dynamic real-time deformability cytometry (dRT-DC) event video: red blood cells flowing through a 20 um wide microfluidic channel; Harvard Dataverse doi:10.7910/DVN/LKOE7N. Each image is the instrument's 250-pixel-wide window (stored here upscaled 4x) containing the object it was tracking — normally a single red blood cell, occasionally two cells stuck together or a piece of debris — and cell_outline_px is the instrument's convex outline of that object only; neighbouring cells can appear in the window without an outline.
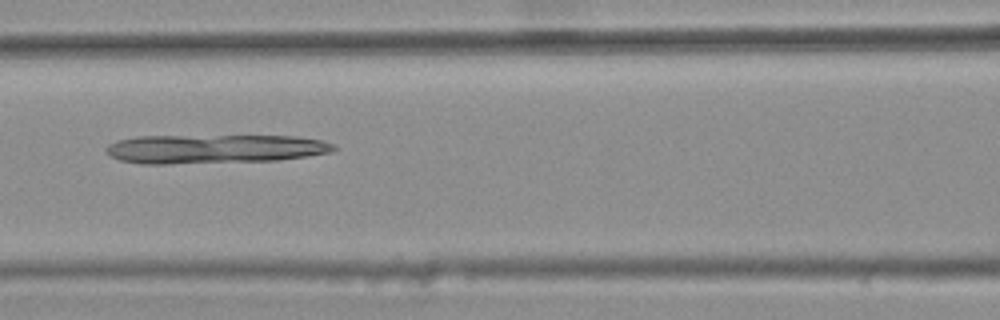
{"species": "common noctule bat (a hibernating species)", "species_latin": "Nyctalus noctula", "temperature_condition": "warm", "stored_images_in_passage": 8, "camera_frame_rate_fps": 3000, "um_per_image_px": 0.085, "animal": {"sex": "female", "body_mass_g": 25.1}, "frame": {"image": 1, "passage_image": 8, "time_ms": 2.333, "image_size_px": [1000, 320], "cell_outline_px": [[336, 148], [332, 152], [308, 156], [280, 160], [168, 164], [140, 164], [120, 160], [104, 152], [104, 148], [108, 144], [116, 140], [136, 136], [296, 136], [320, 140], [336, 144]], "centroid_in_image_um": [18.2, 12.66], "position_along_channel_um": 148.4, "area_um2": 38.78}}